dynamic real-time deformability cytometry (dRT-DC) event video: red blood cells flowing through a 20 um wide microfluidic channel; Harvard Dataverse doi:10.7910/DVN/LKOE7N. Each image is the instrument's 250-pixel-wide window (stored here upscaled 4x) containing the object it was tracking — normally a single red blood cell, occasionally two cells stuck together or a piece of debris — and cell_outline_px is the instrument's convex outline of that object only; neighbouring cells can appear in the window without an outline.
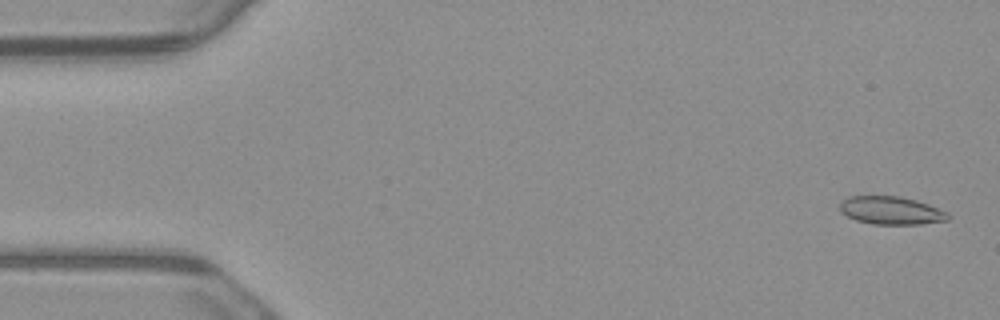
{"species": "common noctule bat (a hibernating species)", "species_latin": "Nyctalus noctula", "temperature_condition": "warm", "stored_images_in_passage": 4, "camera_frame_rate_fps": 3000, "um_per_image_px": 0.085, "animal": {"sex": "male", "body_mass_g": 23.1, "forearm_length_mm": 52.7}, "frame": {"image": 1, "passage_image": 1, "time_ms": 0.0, "image_size_px": [1000, 320], "cell_outline_px": [[952, 216], [948, 220], [920, 224], [872, 224], [856, 220], [840, 212], [840, 204], [848, 196], [900, 196], [916, 200], [928, 204], [948, 212]], "centroid_in_image_um": [75.77, 17.89], "position_along_channel_um": 9.2, "area_um2": 17.69}}
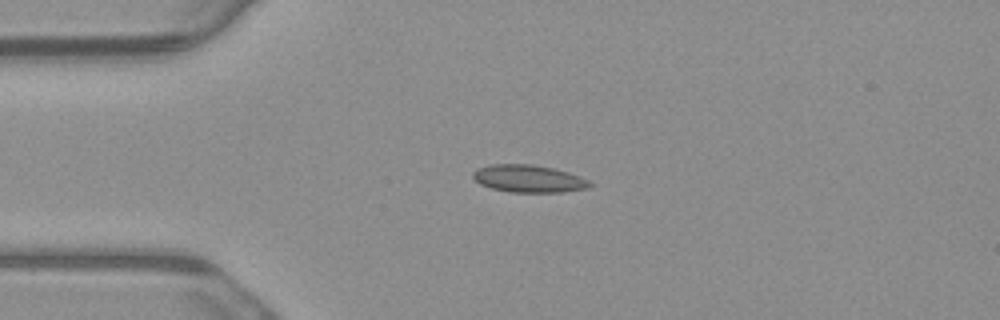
{"frame": {"image": 2, "passage_image": 4, "time_ms": 1.0, "image_size_px": [1000, 320], "cell_outline_px": [[592, 184], [588, 188], [560, 192], [508, 192], [492, 188], [480, 184], [472, 176], [472, 172], [476, 168], [492, 164], [532, 164], [552, 168], [568, 172], [580, 176], [588, 180]], "centroid_in_image_um": [44.91, 15.18], "position_along_channel_um": 40.1, "area_um2": 18.67}}